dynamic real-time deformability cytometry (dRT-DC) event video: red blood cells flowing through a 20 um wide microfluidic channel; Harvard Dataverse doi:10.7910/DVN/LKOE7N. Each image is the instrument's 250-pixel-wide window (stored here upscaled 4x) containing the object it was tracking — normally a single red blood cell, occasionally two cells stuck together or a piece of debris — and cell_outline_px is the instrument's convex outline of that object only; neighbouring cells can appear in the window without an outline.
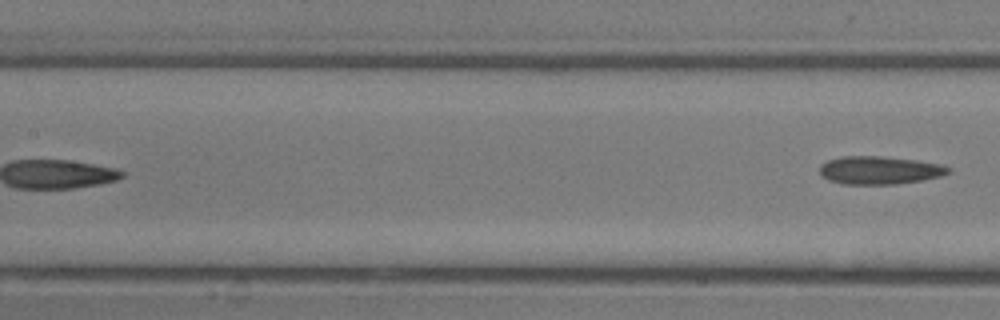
{"species": "common noctule bat (a hibernating species)", "species_latin": "Nyctalus noctula", "temperature_condition": "room temperature", "stored_images_in_passage": 6, "segment_of_instrument_passage": [2, 2], "camera_frame_rate_fps": 3000, "um_per_image_px": 0.085, "animal": {"sex": "male", "body_mass_g": 13.3}, "frame": {"image": 1, "passage_image": 6, "time_ms": 1.667, "image_size_px": [1000, 320], "cell_outline_px": [[952, 172], [940, 176], [920, 180], [896, 184], [844, 184], [828, 180], [820, 172], [820, 164], [828, 160], [840, 156], [880, 156], [916, 160], [940, 164], [952, 168]], "centroid_in_image_um": [74.76, 14.46], "position_along_channel_um": 132.6, "area_um2": 20.98}}